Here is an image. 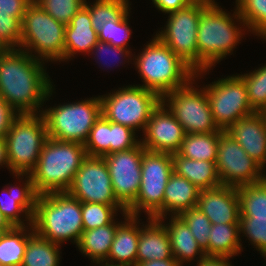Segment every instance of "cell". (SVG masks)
<instances>
[{"label": "cell", "mask_w": 266, "mask_h": 266, "mask_svg": "<svg viewBox=\"0 0 266 266\" xmlns=\"http://www.w3.org/2000/svg\"><path fill=\"white\" fill-rule=\"evenodd\" d=\"M43 64L21 49L0 50V96L19 115L41 114L39 107L52 95Z\"/></svg>", "instance_id": "cell-1"}, {"label": "cell", "mask_w": 266, "mask_h": 266, "mask_svg": "<svg viewBox=\"0 0 266 266\" xmlns=\"http://www.w3.org/2000/svg\"><path fill=\"white\" fill-rule=\"evenodd\" d=\"M86 157L83 144L48 138L30 172L36 193L67 192Z\"/></svg>", "instance_id": "cell-2"}, {"label": "cell", "mask_w": 266, "mask_h": 266, "mask_svg": "<svg viewBox=\"0 0 266 266\" xmlns=\"http://www.w3.org/2000/svg\"><path fill=\"white\" fill-rule=\"evenodd\" d=\"M35 233L50 242L78 243L83 229L81 202L68 192L38 195L32 217Z\"/></svg>", "instance_id": "cell-3"}, {"label": "cell", "mask_w": 266, "mask_h": 266, "mask_svg": "<svg viewBox=\"0 0 266 266\" xmlns=\"http://www.w3.org/2000/svg\"><path fill=\"white\" fill-rule=\"evenodd\" d=\"M234 10L231 17L219 6L201 5L197 31L198 72L196 76L209 71L215 63L230 54L236 48L235 45L239 43L243 33L241 27H237L232 18L237 19L240 25L243 23L246 27V24L237 8Z\"/></svg>", "instance_id": "cell-4"}, {"label": "cell", "mask_w": 266, "mask_h": 266, "mask_svg": "<svg viewBox=\"0 0 266 266\" xmlns=\"http://www.w3.org/2000/svg\"><path fill=\"white\" fill-rule=\"evenodd\" d=\"M135 58V65L143 79L141 86L160 98L185 86L196 78V72L155 36Z\"/></svg>", "instance_id": "cell-5"}, {"label": "cell", "mask_w": 266, "mask_h": 266, "mask_svg": "<svg viewBox=\"0 0 266 266\" xmlns=\"http://www.w3.org/2000/svg\"><path fill=\"white\" fill-rule=\"evenodd\" d=\"M47 139V126L42 114L19 115L5 136L8 169L13 174H30Z\"/></svg>", "instance_id": "cell-6"}, {"label": "cell", "mask_w": 266, "mask_h": 266, "mask_svg": "<svg viewBox=\"0 0 266 266\" xmlns=\"http://www.w3.org/2000/svg\"><path fill=\"white\" fill-rule=\"evenodd\" d=\"M21 26L19 49L43 61H64L66 25L55 20L33 1L27 7ZM33 50L37 57L32 54Z\"/></svg>", "instance_id": "cell-7"}, {"label": "cell", "mask_w": 266, "mask_h": 266, "mask_svg": "<svg viewBox=\"0 0 266 266\" xmlns=\"http://www.w3.org/2000/svg\"><path fill=\"white\" fill-rule=\"evenodd\" d=\"M48 138L84 144L95 122L102 115L100 96L50 107L42 113Z\"/></svg>", "instance_id": "cell-8"}, {"label": "cell", "mask_w": 266, "mask_h": 266, "mask_svg": "<svg viewBox=\"0 0 266 266\" xmlns=\"http://www.w3.org/2000/svg\"><path fill=\"white\" fill-rule=\"evenodd\" d=\"M172 173V154L145 151L140 190L135 201L127 208V213L138 216L143 210L149 218H163L164 191Z\"/></svg>", "instance_id": "cell-9"}, {"label": "cell", "mask_w": 266, "mask_h": 266, "mask_svg": "<svg viewBox=\"0 0 266 266\" xmlns=\"http://www.w3.org/2000/svg\"><path fill=\"white\" fill-rule=\"evenodd\" d=\"M102 115L109 121L128 126L134 131L147 126L152 111L161 98L153 91L130 85L100 97Z\"/></svg>", "instance_id": "cell-10"}, {"label": "cell", "mask_w": 266, "mask_h": 266, "mask_svg": "<svg viewBox=\"0 0 266 266\" xmlns=\"http://www.w3.org/2000/svg\"><path fill=\"white\" fill-rule=\"evenodd\" d=\"M192 81L195 80L166 93L161 102L168 107L186 134L221 132L213 120L206 90L196 89Z\"/></svg>", "instance_id": "cell-11"}, {"label": "cell", "mask_w": 266, "mask_h": 266, "mask_svg": "<svg viewBox=\"0 0 266 266\" xmlns=\"http://www.w3.org/2000/svg\"><path fill=\"white\" fill-rule=\"evenodd\" d=\"M212 117L219 129L226 131L241 118L254 114L241 76H228L204 86Z\"/></svg>", "instance_id": "cell-12"}, {"label": "cell", "mask_w": 266, "mask_h": 266, "mask_svg": "<svg viewBox=\"0 0 266 266\" xmlns=\"http://www.w3.org/2000/svg\"><path fill=\"white\" fill-rule=\"evenodd\" d=\"M201 16V5L188 4L169 13L166 28L156 33L179 58L198 72L197 31Z\"/></svg>", "instance_id": "cell-13"}, {"label": "cell", "mask_w": 266, "mask_h": 266, "mask_svg": "<svg viewBox=\"0 0 266 266\" xmlns=\"http://www.w3.org/2000/svg\"><path fill=\"white\" fill-rule=\"evenodd\" d=\"M215 163L222 185L239 187L262 181V167L224 130L220 132Z\"/></svg>", "instance_id": "cell-14"}, {"label": "cell", "mask_w": 266, "mask_h": 266, "mask_svg": "<svg viewBox=\"0 0 266 266\" xmlns=\"http://www.w3.org/2000/svg\"><path fill=\"white\" fill-rule=\"evenodd\" d=\"M67 192L80 202L123 206L114 194L108 167L103 157L87 156Z\"/></svg>", "instance_id": "cell-15"}, {"label": "cell", "mask_w": 266, "mask_h": 266, "mask_svg": "<svg viewBox=\"0 0 266 266\" xmlns=\"http://www.w3.org/2000/svg\"><path fill=\"white\" fill-rule=\"evenodd\" d=\"M146 149L141 142L130 150L115 152L103 158L107 164L117 200L127 209L136 199L141 186V164Z\"/></svg>", "instance_id": "cell-16"}, {"label": "cell", "mask_w": 266, "mask_h": 266, "mask_svg": "<svg viewBox=\"0 0 266 266\" xmlns=\"http://www.w3.org/2000/svg\"><path fill=\"white\" fill-rule=\"evenodd\" d=\"M141 144L150 152L177 153L186 135L181 124L160 102L152 111Z\"/></svg>", "instance_id": "cell-17"}, {"label": "cell", "mask_w": 266, "mask_h": 266, "mask_svg": "<svg viewBox=\"0 0 266 266\" xmlns=\"http://www.w3.org/2000/svg\"><path fill=\"white\" fill-rule=\"evenodd\" d=\"M197 208L208 217L211 224H239L238 189L225 185L202 189L199 193Z\"/></svg>", "instance_id": "cell-18"}, {"label": "cell", "mask_w": 266, "mask_h": 266, "mask_svg": "<svg viewBox=\"0 0 266 266\" xmlns=\"http://www.w3.org/2000/svg\"><path fill=\"white\" fill-rule=\"evenodd\" d=\"M243 150L262 169L266 164V112H255L241 118L227 130Z\"/></svg>", "instance_id": "cell-19"}, {"label": "cell", "mask_w": 266, "mask_h": 266, "mask_svg": "<svg viewBox=\"0 0 266 266\" xmlns=\"http://www.w3.org/2000/svg\"><path fill=\"white\" fill-rule=\"evenodd\" d=\"M17 178L25 176L26 183L24 187H6L3 192L6 193L7 199H0V211L7 219V221L13 227H23L26 223L25 220H21L20 216L25 213V219H27V225L30 227L32 225V217L35 213V206L38 194L35 191L33 181L30 174H14ZM28 175V176H27ZM21 214V215H20ZM29 221V222H28Z\"/></svg>", "instance_id": "cell-20"}, {"label": "cell", "mask_w": 266, "mask_h": 266, "mask_svg": "<svg viewBox=\"0 0 266 266\" xmlns=\"http://www.w3.org/2000/svg\"><path fill=\"white\" fill-rule=\"evenodd\" d=\"M123 216L125 222H120L117 226L108 258L104 262L106 266H136L141 230L137 225L139 223L138 216L129 215L127 212H123Z\"/></svg>", "instance_id": "cell-21"}, {"label": "cell", "mask_w": 266, "mask_h": 266, "mask_svg": "<svg viewBox=\"0 0 266 266\" xmlns=\"http://www.w3.org/2000/svg\"><path fill=\"white\" fill-rule=\"evenodd\" d=\"M148 224L141 227L137 247L136 265L144 261L175 259L170 238L162 221L148 217Z\"/></svg>", "instance_id": "cell-22"}, {"label": "cell", "mask_w": 266, "mask_h": 266, "mask_svg": "<svg viewBox=\"0 0 266 266\" xmlns=\"http://www.w3.org/2000/svg\"><path fill=\"white\" fill-rule=\"evenodd\" d=\"M200 189L185 177L174 172L170 175L164 191L163 218L164 222L168 212L171 215L179 216L183 211L197 207Z\"/></svg>", "instance_id": "cell-23"}, {"label": "cell", "mask_w": 266, "mask_h": 266, "mask_svg": "<svg viewBox=\"0 0 266 266\" xmlns=\"http://www.w3.org/2000/svg\"><path fill=\"white\" fill-rule=\"evenodd\" d=\"M89 11L83 6L65 28L64 61L77 52H89L98 42Z\"/></svg>", "instance_id": "cell-24"}, {"label": "cell", "mask_w": 266, "mask_h": 266, "mask_svg": "<svg viewBox=\"0 0 266 266\" xmlns=\"http://www.w3.org/2000/svg\"><path fill=\"white\" fill-rule=\"evenodd\" d=\"M171 221L168 224H163L170 238L172 256L177 260L180 266L185 262L194 260V257L199 255V260H202L206 254L201 246L196 242L195 237L188 225L180 216L171 215Z\"/></svg>", "instance_id": "cell-25"}, {"label": "cell", "mask_w": 266, "mask_h": 266, "mask_svg": "<svg viewBox=\"0 0 266 266\" xmlns=\"http://www.w3.org/2000/svg\"><path fill=\"white\" fill-rule=\"evenodd\" d=\"M215 162L189 159L180 156L178 153L172 154L173 172L185 177L200 190L212 189L222 185Z\"/></svg>", "instance_id": "cell-26"}, {"label": "cell", "mask_w": 266, "mask_h": 266, "mask_svg": "<svg viewBox=\"0 0 266 266\" xmlns=\"http://www.w3.org/2000/svg\"><path fill=\"white\" fill-rule=\"evenodd\" d=\"M113 220L110 224L95 229L84 230L77 243L81 253L89 256L93 263L104 264L108 258L117 226Z\"/></svg>", "instance_id": "cell-27"}, {"label": "cell", "mask_w": 266, "mask_h": 266, "mask_svg": "<svg viewBox=\"0 0 266 266\" xmlns=\"http://www.w3.org/2000/svg\"><path fill=\"white\" fill-rule=\"evenodd\" d=\"M207 256L230 257L241 253L239 224H212Z\"/></svg>", "instance_id": "cell-28"}, {"label": "cell", "mask_w": 266, "mask_h": 266, "mask_svg": "<svg viewBox=\"0 0 266 266\" xmlns=\"http://www.w3.org/2000/svg\"><path fill=\"white\" fill-rule=\"evenodd\" d=\"M26 227L28 226L26 225L23 227H13L11 230L7 231L1 237L0 239L1 266L22 265L23 256L28 243V239L35 233L33 225H31L30 230H27L29 228Z\"/></svg>", "instance_id": "cell-29"}, {"label": "cell", "mask_w": 266, "mask_h": 266, "mask_svg": "<svg viewBox=\"0 0 266 266\" xmlns=\"http://www.w3.org/2000/svg\"><path fill=\"white\" fill-rule=\"evenodd\" d=\"M220 132L204 134H186L180 156L194 160L216 161Z\"/></svg>", "instance_id": "cell-30"}, {"label": "cell", "mask_w": 266, "mask_h": 266, "mask_svg": "<svg viewBox=\"0 0 266 266\" xmlns=\"http://www.w3.org/2000/svg\"><path fill=\"white\" fill-rule=\"evenodd\" d=\"M240 218L266 219V181L237 187Z\"/></svg>", "instance_id": "cell-31"}, {"label": "cell", "mask_w": 266, "mask_h": 266, "mask_svg": "<svg viewBox=\"0 0 266 266\" xmlns=\"http://www.w3.org/2000/svg\"><path fill=\"white\" fill-rule=\"evenodd\" d=\"M59 245L34 233L28 239L21 266H59Z\"/></svg>", "instance_id": "cell-32"}, {"label": "cell", "mask_w": 266, "mask_h": 266, "mask_svg": "<svg viewBox=\"0 0 266 266\" xmlns=\"http://www.w3.org/2000/svg\"><path fill=\"white\" fill-rule=\"evenodd\" d=\"M84 7L89 11L92 26L97 33L104 24L119 21L131 9L129 0H96L93 5L85 0Z\"/></svg>", "instance_id": "cell-33"}, {"label": "cell", "mask_w": 266, "mask_h": 266, "mask_svg": "<svg viewBox=\"0 0 266 266\" xmlns=\"http://www.w3.org/2000/svg\"><path fill=\"white\" fill-rule=\"evenodd\" d=\"M26 10L0 9V50L19 49ZM18 47V48H16Z\"/></svg>", "instance_id": "cell-34"}, {"label": "cell", "mask_w": 266, "mask_h": 266, "mask_svg": "<svg viewBox=\"0 0 266 266\" xmlns=\"http://www.w3.org/2000/svg\"><path fill=\"white\" fill-rule=\"evenodd\" d=\"M236 7L248 31L266 40V0H236Z\"/></svg>", "instance_id": "cell-35"}, {"label": "cell", "mask_w": 266, "mask_h": 266, "mask_svg": "<svg viewBox=\"0 0 266 266\" xmlns=\"http://www.w3.org/2000/svg\"><path fill=\"white\" fill-rule=\"evenodd\" d=\"M119 209L122 213L127 212L124 206L81 202L83 229L90 230L110 224Z\"/></svg>", "instance_id": "cell-36"}, {"label": "cell", "mask_w": 266, "mask_h": 266, "mask_svg": "<svg viewBox=\"0 0 266 266\" xmlns=\"http://www.w3.org/2000/svg\"><path fill=\"white\" fill-rule=\"evenodd\" d=\"M83 145L87 156L104 157L110 154V121L101 115Z\"/></svg>", "instance_id": "cell-37"}, {"label": "cell", "mask_w": 266, "mask_h": 266, "mask_svg": "<svg viewBox=\"0 0 266 266\" xmlns=\"http://www.w3.org/2000/svg\"><path fill=\"white\" fill-rule=\"evenodd\" d=\"M240 76L245 82L251 107L256 112H266V64Z\"/></svg>", "instance_id": "cell-38"}, {"label": "cell", "mask_w": 266, "mask_h": 266, "mask_svg": "<svg viewBox=\"0 0 266 266\" xmlns=\"http://www.w3.org/2000/svg\"><path fill=\"white\" fill-rule=\"evenodd\" d=\"M58 22L68 25L84 6L85 0H34Z\"/></svg>", "instance_id": "cell-39"}, {"label": "cell", "mask_w": 266, "mask_h": 266, "mask_svg": "<svg viewBox=\"0 0 266 266\" xmlns=\"http://www.w3.org/2000/svg\"><path fill=\"white\" fill-rule=\"evenodd\" d=\"M179 216L188 225L196 242L205 251L207 256V245L209 243L208 236L212 227L208 217L197 207L183 211Z\"/></svg>", "instance_id": "cell-40"}, {"label": "cell", "mask_w": 266, "mask_h": 266, "mask_svg": "<svg viewBox=\"0 0 266 266\" xmlns=\"http://www.w3.org/2000/svg\"><path fill=\"white\" fill-rule=\"evenodd\" d=\"M129 12H127L119 21H109L104 24L98 32L100 42L110 43L113 46L127 48L128 39H130L131 30L128 25Z\"/></svg>", "instance_id": "cell-41"}, {"label": "cell", "mask_w": 266, "mask_h": 266, "mask_svg": "<svg viewBox=\"0 0 266 266\" xmlns=\"http://www.w3.org/2000/svg\"><path fill=\"white\" fill-rule=\"evenodd\" d=\"M239 231L266 257V219L240 218Z\"/></svg>", "instance_id": "cell-42"}, {"label": "cell", "mask_w": 266, "mask_h": 266, "mask_svg": "<svg viewBox=\"0 0 266 266\" xmlns=\"http://www.w3.org/2000/svg\"><path fill=\"white\" fill-rule=\"evenodd\" d=\"M135 134L130 127L110 121V154L136 147L141 140L138 141Z\"/></svg>", "instance_id": "cell-43"}, {"label": "cell", "mask_w": 266, "mask_h": 266, "mask_svg": "<svg viewBox=\"0 0 266 266\" xmlns=\"http://www.w3.org/2000/svg\"><path fill=\"white\" fill-rule=\"evenodd\" d=\"M19 114L0 96V137H5Z\"/></svg>", "instance_id": "cell-44"}, {"label": "cell", "mask_w": 266, "mask_h": 266, "mask_svg": "<svg viewBox=\"0 0 266 266\" xmlns=\"http://www.w3.org/2000/svg\"><path fill=\"white\" fill-rule=\"evenodd\" d=\"M90 52H92V54L96 53L95 55H97V56H98V54L100 55L101 53L104 54L107 52V54H108L110 52V54L113 53L115 55H119L121 58H123L122 56L128 57L131 54V52L127 48L116 47V46L111 45L110 43H105V42H100V41H98L94 45V47L91 49ZM102 54L100 56H102ZM106 64H104V65H106Z\"/></svg>", "instance_id": "cell-45"}, {"label": "cell", "mask_w": 266, "mask_h": 266, "mask_svg": "<svg viewBox=\"0 0 266 266\" xmlns=\"http://www.w3.org/2000/svg\"><path fill=\"white\" fill-rule=\"evenodd\" d=\"M157 9L163 13H171L186 7L190 4L187 0H152Z\"/></svg>", "instance_id": "cell-46"}, {"label": "cell", "mask_w": 266, "mask_h": 266, "mask_svg": "<svg viewBox=\"0 0 266 266\" xmlns=\"http://www.w3.org/2000/svg\"><path fill=\"white\" fill-rule=\"evenodd\" d=\"M34 0H0L1 10H27Z\"/></svg>", "instance_id": "cell-47"}, {"label": "cell", "mask_w": 266, "mask_h": 266, "mask_svg": "<svg viewBox=\"0 0 266 266\" xmlns=\"http://www.w3.org/2000/svg\"><path fill=\"white\" fill-rule=\"evenodd\" d=\"M229 259L230 257L205 256L197 266H232Z\"/></svg>", "instance_id": "cell-48"}, {"label": "cell", "mask_w": 266, "mask_h": 266, "mask_svg": "<svg viewBox=\"0 0 266 266\" xmlns=\"http://www.w3.org/2000/svg\"><path fill=\"white\" fill-rule=\"evenodd\" d=\"M136 266H180L176 259H158L151 261H144L138 263Z\"/></svg>", "instance_id": "cell-49"}, {"label": "cell", "mask_w": 266, "mask_h": 266, "mask_svg": "<svg viewBox=\"0 0 266 266\" xmlns=\"http://www.w3.org/2000/svg\"><path fill=\"white\" fill-rule=\"evenodd\" d=\"M0 165H7L5 167H8L5 137H0Z\"/></svg>", "instance_id": "cell-50"}, {"label": "cell", "mask_w": 266, "mask_h": 266, "mask_svg": "<svg viewBox=\"0 0 266 266\" xmlns=\"http://www.w3.org/2000/svg\"><path fill=\"white\" fill-rule=\"evenodd\" d=\"M191 4H199L203 6H218L215 0H187Z\"/></svg>", "instance_id": "cell-51"}, {"label": "cell", "mask_w": 266, "mask_h": 266, "mask_svg": "<svg viewBox=\"0 0 266 266\" xmlns=\"http://www.w3.org/2000/svg\"><path fill=\"white\" fill-rule=\"evenodd\" d=\"M0 227H2L6 232L11 230L13 226L7 221L4 215L0 211Z\"/></svg>", "instance_id": "cell-52"}, {"label": "cell", "mask_w": 266, "mask_h": 266, "mask_svg": "<svg viewBox=\"0 0 266 266\" xmlns=\"http://www.w3.org/2000/svg\"><path fill=\"white\" fill-rule=\"evenodd\" d=\"M5 233L6 231L2 227H0V239Z\"/></svg>", "instance_id": "cell-53"}, {"label": "cell", "mask_w": 266, "mask_h": 266, "mask_svg": "<svg viewBox=\"0 0 266 266\" xmlns=\"http://www.w3.org/2000/svg\"><path fill=\"white\" fill-rule=\"evenodd\" d=\"M265 165H266V164H265ZM262 180H263V181H266V175H265V173L262 174Z\"/></svg>", "instance_id": "cell-54"}]
</instances>
